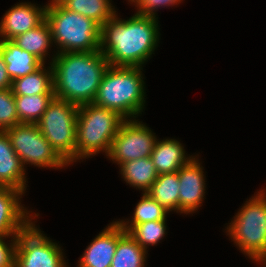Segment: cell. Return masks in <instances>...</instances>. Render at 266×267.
Listing matches in <instances>:
<instances>
[{"label": "cell", "mask_w": 266, "mask_h": 267, "mask_svg": "<svg viewBox=\"0 0 266 267\" xmlns=\"http://www.w3.org/2000/svg\"><path fill=\"white\" fill-rule=\"evenodd\" d=\"M157 19L135 13L122 20L116 13L104 23L100 32V51L109 65L143 67L158 47Z\"/></svg>", "instance_id": "6da1fadb"}, {"label": "cell", "mask_w": 266, "mask_h": 267, "mask_svg": "<svg viewBox=\"0 0 266 267\" xmlns=\"http://www.w3.org/2000/svg\"><path fill=\"white\" fill-rule=\"evenodd\" d=\"M54 95L77 106L93 103L109 61L99 51L56 53L51 58Z\"/></svg>", "instance_id": "7a4b0ae2"}, {"label": "cell", "mask_w": 266, "mask_h": 267, "mask_svg": "<svg viewBox=\"0 0 266 267\" xmlns=\"http://www.w3.org/2000/svg\"><path fill=\"white\" fill-rule=\"evenodd\" d=\"M142 70L143 67L109 65L93 104L116 111L126 120L136 119L146 104Z\"/></svg>", "instance_id": "3957f363"}, {"label": "cell", "mask_w": 266, "mask_h": 267, "mask_svg": "<svg viewBox=\"0 0 266 267\" xmlns=\"http://www.w3.org/2000/svg\"><path fill=\"white\" fill-rule=\"evenodd\" d=\"M125 120L116 111L93 103L78 106L75 162L100 152L107 156Z\"/></svg>", "instance_id": "277c9868"}, {"label": "cell", "mask_w": 266, "mask_h": 267, "mask_svg": "<svg viewBox=\"0 0 266 267\" xmlns=\"http://www.w3.org/2000/svg\"><path fill=\"white\" fill-rule=\"evenodd\" d=\"M52 42L58 52H93L100 50L101 26L93 19L66 9L63 5L46 9Z\"/></svg>", "instance_id": "5b68a950"}, {"label": "cell", "mask_w": 266, "mask_h": 267, "mask_svg": "<svg viewBox=\"0 0 266 267\" xmlns=\"http://www.w3.org/2000/svg\"><path fill=\"white\" fill-rule=\"evenodd\" d=\"M265 190L245 201L225 231L236 247L258 264L266 257Z\"/></svg>", "instance_id": "8992f818"}, {"label": "cell", "mask_w": 266, "mask_h": 267, "mask_svg": "<svg viewBox=\"0 0 266 267\" xmlns=\"http://www.w3.org/2000/svg\"><path fill=\"white\" fill-rule=\"evenodd\" d=\"M78 106L53 97L39 121L40 132L69 164L75 162Z\"/></svg>", "instance_id": "52a82bcc"}, {"label": "cell", "mask_w": 266, "mask_h": 267, "mask_svg": "<svg viewBox=\"0 0 266 267\" xmlns=\"http://www.w3.org/2000/svg\"><path fill=\"white\" fill-rule=\"evenodd\" d=\"M22 165L63 168L69 164L56 152L36 124L20 123L5 130Z\"/></svg>", "instance_id": "ba28073f"}, {"label": "cell", "mask_w": 266, "mask_h": 267, "mask_svg": "<svg viewBox=\"0 0 266 267\" xmlns=\"http://www.w3.org/2000/svg\"><path fill=\"white\" fill-rule=\"evenodd\" d=\"M31 222L18 235L15 267H67L63 252Z\"/></svg>", "instance_id": "9c48e42d"}, {"label": "cell", "mask_w": 266, "mask_h": 267, "mask_svg": "<svg viewBox=\"0 0 266 267\" xmlns=\"http://www.w3.org/2000/svg\"><path fill=\"white\" fill-rule=\"evenodd\" d=\"M156 140L155 133L146 124L139 119H127L112 140L107 158L120 166L126 161L151 157Z\"/></svg>", "instance_id": "30bf717a"}, {"label": "cell", "mask_w": 266, "mask_h": 267, "mask_svg": "<svg viewBox=\"0 0 266 267\" xmlns=\"http://www.w3.org/2000/svg\"><path fill=\"white\" fill-rule=\"evenodd\" d=\"M195 155L188 163L178 171L180 184L179 212L191 214L196 212L205 198L206 179L202 165Z\"/></svg>", "instance_id": "8fae6325"}, {"label": "cell", "mask_w": 266, "mask_h": 267, "mask_svg": "<svg viewBox=\"0 0 266 267\" xmlns=\"http://www.w3.org/2000/svg\"><path fill=\"white\" fill-rule=\"evenodd\" d=\"M23 194L15 188L0 186V236H18L39 216L38 213L31 215L21 204Z\"/></svg>", "instance_id": "7c38bea8"}, {"label": "cell", "mask_w": 266, "mask_h": 267, "mask_svg": "<svg viewBox=\"0 0 266 267\" xmlns=\"http://www.w3.org/2000/svg\"><path fill=\"white\" fill-rule=\"evenodd\" d=\"M46 6L39 7L31 2L12 6L0 22V40H13L20 34L38 27L46 20Z\"/></svg>", "instance_id": "4fadbf2b"}, {"label": "cell", "mask_w": 266, "mask_h": 267, "mask_svg": "<svg viewBox=\"0 0 266 267\" xmlns=\"http://www.w3.org/2000/svg\"><path fill=\"white\" fill-rule=\"evenodd\" d=\"M118 242L117 220L107 225L85 249L78 267H111Z\"/></svg>", "instance_id": "5bb4252c"}, {"label": "cell", "mask_w": 266, "mask_h": 267, "mask_svg": "<svg viewBox=\"0 0 266 267\" xmlns=\"http://www.w3.org/2000/svg\"><path fill=\"white\" fill-rule=\"evenodd\" d=\"M25 170L7 133L0 131V186L12 187L25 193Z\"/></svg>", "instance_id": "9a60e30c"}, {"label": "cell", "mask_w": 266, "mask_h": 267, "mask_svg": "<svg viewBox=\"0 0 266 267\" xmlns=\"http://www.w3.org/2000/svg\"><path fill=\"white\" fill-rule=\"evenodd\" d=\"M195 156H187L184 146L176 139H157L151 159L158 174L173 173L188 163Z\"/></svg>", "instance_id": "2e32d148"}, {"label": "cell", "mask_w": 266, "mask_h": 267, "mask_svg": "<svg viewBox=\"0 0 266 267\" xmlns=\"http://www.w3.org/2000/svg\"><path fill=\"white\" fill-rule=\"evenodd\" d=\"M0 53L6 63L10 79H18L34 73L43 63L28 51L23 50L12 40H0Z\"/></svg>", "instance_id": "e0dca14e"}, {"label": "cell", "mask_w": 266, "mask_h": 267, "mask_svg": "<svg viewBox=\"0 0 266 267\" xmlns=\"http://www.w3.org/2000/svg\"><path fill=\"white\" fill-rule=\"evenodd\" d=\"M120 174L130 187L147 193L158 177V173L151 157L140 158L134 161H126L120 166Z\"/></svg>", "instance_id": "ac0fdd59"}, {"label": "cell", "mask_w": 266, "mask_h": 267, "mask_svg": "<svg viewBox=\"0 0 266 267\" xmlns=\"http://www.w3.org/2000/svg\"><path fill=\"white\" fill-rule=\"evenodd\" d=\"M148 250L142 248L118 223V242L111 267H144Z\"/></svg>", "instance_id": "d6986e66"}, {"label": "cell", "mask_w": 266, "mask_h": 267, "mask_svg": "<svg viewBox=\"0 0 266 267\" xmlns=\"http://www.w3.org/2000/svg\"><path fill=\"white\" fill-rule=\"evenodd\" d=\"M14 95L54 94L53 67L43 64L34 73L14 79L11 86Z\"/></svg>", "instance_id": "ffe728a7"}, {"label": "cell", "mask_w": 266, "mask_h": 267, "mask_svg": "<svg viewBox=\"0 0 266 267\" xmlns=\"http://www.w3.org/2000/svg\"><path fill=\"white\" fill-rule=\"evenodd\" d=\"M179 178L178 171L173 173L158 174L157 179L147 192L166 211L179 212Z\"/></svg>", "instance_id": "44dd1931"}, {"label": "cell", "mask_w": 266, "mask_h": 267, "mask_svg": "<svg viewBox=\"0 0 266 267\" xmlns=\"http://www.w3.org/2000/svg\"><path fill=\"white\" fill-rule=\"evenodd\" d=\"M12 41L36 56L43 64L46 63L48 50L53 45L51 28L46 20L38 27L18 35Z\"/></svg>", "instance_id": "7402d4cb"}, {"label": "cell", "mask_w": 266, "mask_h": 267, "mask_svg": "<svg viewBox=\"0 0 266 267\" xmlns=\"http://www.w3.org/2000/svg\"><path fill=\"white\" fill-rule=\"evenodd\" d=\"M63 6L70 11L93 19L100 26L117 12L111 4V0H68Z\"/></svg>", "instance_id": "603a6c76"}, {"label": "cell", "mask_w": 266, "mask_h": 267, "mask_svg": "<svg viewBox=\"0 0 266 267\" xmlns=\"http://www.w3.org/2000/svg\"><path fill=\"white\" fill-rule=\"evenodd\" d=\"M54 96V94L15 95L19 124H36Z\"/></svg>", "instance_id": "cb8c5ba5"}, {"label": "cell", "mask_w": 266, "mask_h": 267, "mask_svg": "<svg viewBox=\"0 0 266 267\" xmlns=\"http://www.w3.org/2000/svg\"><path fill=\"white\" fill-rule=\"evenodd\" d=\"M121 226L145 250L150 245L155 246L158 242L160 243V240L167 234L166 219Z\"/></svg>", "instance_id": "d4e9b609"}, {"label": "cell", "mask_w": 266, "mask_h": 267, "mask_svg": "<svg viewBox=\"0 0 266 267\" xmlns=\"http://www.w3.org/2000/svg\"><path fill=\"white\" fill-rule=\"evenodd\" d=\"M166 211L155 199L147 193H142V198L134 208L132 219L117 220L120 225H137L145 222L165 220L167 218Z\"/></svg>", "instance_id": "484cf974"}, {"label": "cell", "mask_w": 266, "mask_h": 267, "mask_svg": "<svg viewBox=\"0 0 266 267\" xmlns=\"http://www.w3.org/2000/svg\"><path fill=\"white\" fill-rule=\"evenodd\" d=\"M19 124L15 95L11 88L0 90V131Z\"/></svg>", "instance_id": "4316f807"}, {"label": "cell", "mask_w": 266, "mask_h": 267, "mask_svg": "<svg viewBox=\"0 0 266 267\" xmlns=\"http://www.w3.org/2000/svg\"><path fill=\"white\" fill-rule=\"evenodd\" d=\"M182 2V0H138L135 3V7H137V14L143 16H149L158 18L156 11L158 8H165L169 6H175Z\"/></svg>", "instance_id": "83f0119b"}, {"label": "cell", "mask_w": 266, "mask_h": 267, "mask_svg": "<svg viewBox=\"0 0 266 267\" xmlns=\"http://www.w3.org/2000/svg\"><path fill=\"white\" fill-rule=\"evenodd\" d=\"M9 237L10 243L5 241ZM17 240L18 236H0V267H15Z\"/></svg>", "instance_id": "f1b7e54d"}, {"label": "cell", "mask_w": 266, "mask_h": 267, "mask_svg": "<svg viewBox=\"0 0 266 267\" xmlns=\"http://www.w3.org/2000/svg\"><path fill=\"white\" fill-rule=\"evenodd\" d=\"M12 80L7 74L6 63L0 53V90L11 88Z\"/></svg>", "instance_id": "f546056e"}, {"label": "cell", "mask_w": 266, "mask_h": 267, "mask_svg": "<svg viewBox=\"0 0 266 267\" xmlns=\"http://www.w3.org/2000/svg\"><path fill=\"white\" fill-rule=\"evenodd\" d=\"M68 0H51L50 3L46 4V8L54 7V6H61L64 5Z\"/></svg>", "instance_id": "4dcf8cb0"}, {"label": "cell", "mask_w": 266, "mask_h": 267, "mask_svg": "<svg viewBox=\"0 0 266 267\" xmlns=\"http://www.w3.org/2000/svg\"><path fill=\"white\" fill-rule=\"evenodd\" d=\"M261 263H262V265L264 266V267H266V257L260 262V265H261Z\"/></svg>", "instance_id": "1f68e13d"}, {"label": "cell", "mask_w": 266, "mask_h": 267, "mask_svg": "<svg viewBox=\"0 0 266 267\" xmlns=\"http://www.w3.org/2000/svg\"><path fill=\"white\" fill-rule=\"evenodd\" d=\"M138 0H128L131 4H135Z\"/></svg>", "instance_id": "d6a6232c"}]
</instances>
